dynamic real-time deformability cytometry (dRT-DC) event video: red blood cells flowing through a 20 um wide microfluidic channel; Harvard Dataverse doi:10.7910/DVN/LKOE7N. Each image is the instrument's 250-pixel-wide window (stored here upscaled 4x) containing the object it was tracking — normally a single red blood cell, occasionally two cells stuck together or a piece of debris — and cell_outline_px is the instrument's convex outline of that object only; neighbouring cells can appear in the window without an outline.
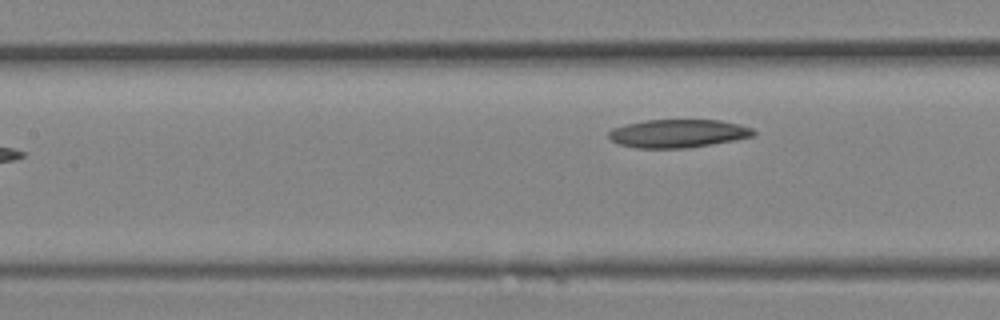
{"species": "Egyptian fruit bat (a non-hibernating species)", "species_latin": "Rousettus aegyptiacus", "temperature_condition": "room temperature", "stored_images_in_passage": 12, "camera_frame_rate_fps": 3000, "um_per_image_px": 0.085, "animal": {"sex": "female"}, "frame": {"image": 1, "passage_image": 12, "time_ms": 3.667, "image_size_px": [1000, 320], "cell_outline_px": [[756, 132], [752, 136], [736, 140], [688, 148], [636, 148], [620, 144], [612, 140], [608, 136], [608, 132], [612, 128], [644, 120], [720, 120], [740, 124], [752, 128]], "centroid_in_image_um": [57.65, 11.34], "position_along_channel_um": 149.8, "area_um2": 23.81}}